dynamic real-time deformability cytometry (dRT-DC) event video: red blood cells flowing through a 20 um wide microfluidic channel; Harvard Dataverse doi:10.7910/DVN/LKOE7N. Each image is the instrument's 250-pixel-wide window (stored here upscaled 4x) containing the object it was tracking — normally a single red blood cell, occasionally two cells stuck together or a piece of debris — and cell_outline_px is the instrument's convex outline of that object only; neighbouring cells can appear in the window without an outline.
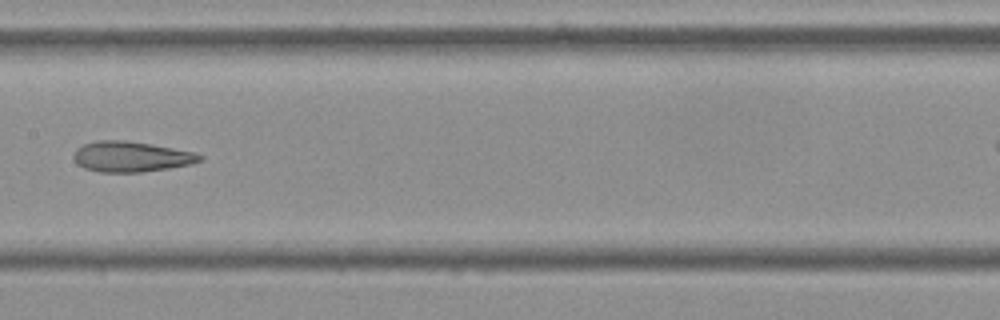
{"species": "Egyptian fruit bat (a non-hibernating species)", "species_latin": "Rousettus aegyptiacus", "temperature_condition": "cold", "stored_images_in_passage": 13, "camera_frame_rate_fps": 3000, "um_per_image_px": 0.085, "frame": {"image": 1, "passage_image": 8, "time_ms": 2.333, "image_size_px": [1000, 320], "cell_outline_px": [[204, 156], [200, 160], [192, 164], [168, 168], [140, 172], [100, 172], [84, 168], [76, 164], [72, 156], [76, 148], [84, 144], [96, 140], [124, 140], [196, 152]], "centroid_in_image_um": [11.1, 13.32], "position_along_channel_um": 196.3, "area_um2": 22.37}}
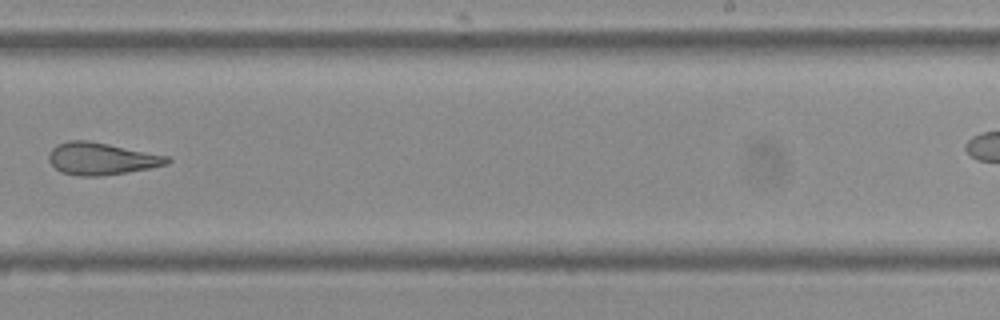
{"frame": {"image": 2, "passage_image": 10, "time_ms": 3.0, "image_size_px": [1000, 320], "cell_outline_px": [[172, 160], [168, 164], [152, 168], [100, 176], [76, 176], [60, 172], [48, 160], [48, 152], [56, 144], [68, 140], [88, 140], [168, 156]], "centroid_in_image_um": [8.59, 13.49], "position_along_channel_um": 280.4, "area_um2": 22.31}}
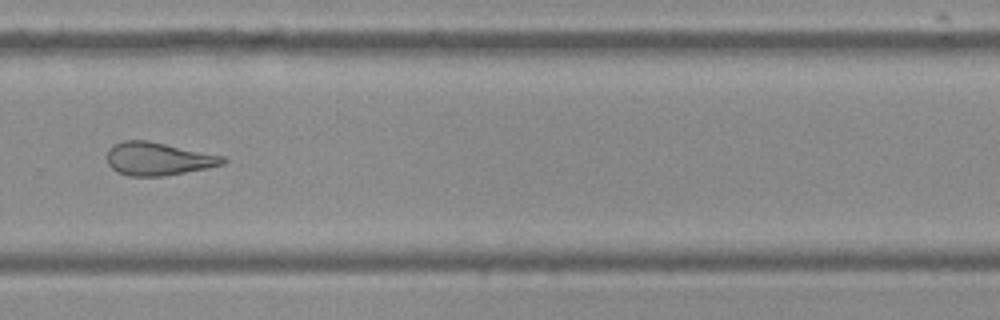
{"frame": {"image": 3, "passage_image": 11, "time_ms": 3.333, "image_size_px": [1000, 320], "cell_outline_px": [[228, 160], [224, 164], [208, 168], [160, 176], [128, 176], [116, 172], [108, 164], [108, 148], [124, 140], [148, 140], [224, 156]], "centroid_in_image_um": [13.45, 13.5], "position_along_channel_um": 316.4, "area_um2": 22.25}}